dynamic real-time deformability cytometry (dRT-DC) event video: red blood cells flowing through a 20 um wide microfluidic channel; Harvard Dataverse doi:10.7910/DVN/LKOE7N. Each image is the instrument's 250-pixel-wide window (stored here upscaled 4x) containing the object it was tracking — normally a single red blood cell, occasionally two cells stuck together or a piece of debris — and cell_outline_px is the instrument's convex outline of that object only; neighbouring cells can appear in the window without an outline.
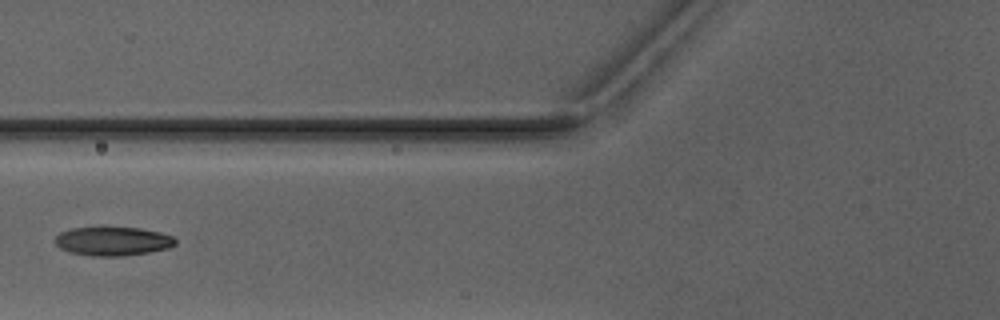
{"species": "Egyptian fruit bat (a non-hibernating species)", "species_latin": "Rousettus aegyptiacus", "temperature_condition": "warm", "stored_images_in_passage": 4, "camera_frame_rate_fps": 3000, "um_per_image_px": 0.085, "animal": {"sex": "male"}, "frame": {"image": 1, "passage_image": 4, "time_ms": 3.667, "image_size_px": [1000, 320], "cell_outline_px": [[176, 244], [168, 248], [148, 252], [124, 256], [92, 256], [72, 252], [60, 248], [52, 240], [60, 232], [72, 228], [140, 228], [160, 232], [172, 236], [176, 240]], "centroid_in_image_um": [9.58, 20.51], "position_along_channel_um": 116.2, "area_um2": 20.06}}